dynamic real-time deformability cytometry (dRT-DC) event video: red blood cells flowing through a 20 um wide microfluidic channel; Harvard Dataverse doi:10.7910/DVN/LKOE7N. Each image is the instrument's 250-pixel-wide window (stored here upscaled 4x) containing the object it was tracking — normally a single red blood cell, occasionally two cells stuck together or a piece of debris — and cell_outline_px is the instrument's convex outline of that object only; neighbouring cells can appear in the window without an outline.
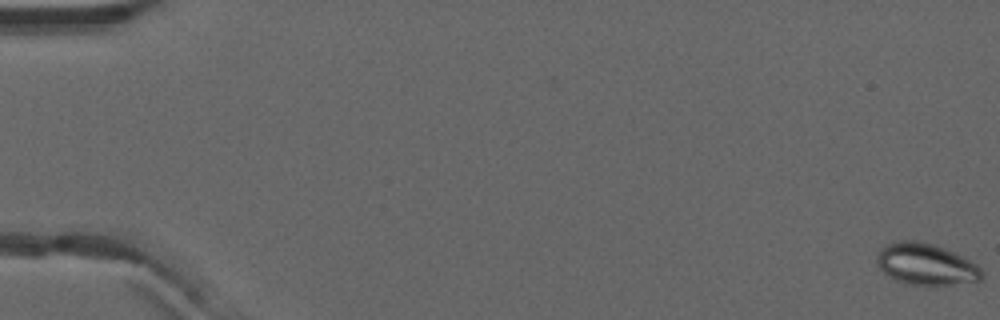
{"species": "common noctule bat (a hibernating species)", "species_latin": "Nyctalus noctula", "temperature_condition": "warm", "stored_images_in_passage": 9, "camera_frame_rate_fps": 3000, "um_per_image_px": 0.085, "animal": {"sex": "male", "forearm_length_mm": 52.5}, "frame": {"image": 1, "passage_image": 1, "time_ms": 0.0, "image_size_px": [1000, 320], "cell_outline_px": [[984, 276], [976, 284], [936, 288], [908, 284], [896, 280], [888, 276], [876, 264], [876, 256], [880, 248], [888, 244], [900, 240], [916, 240], [932, 244], [944, 248], [976, 264], [984, 272]], "centroid_in_image_um": [78.76, 22.54], "position_along_channel_um": 6.2, "area_um2": 26.41}}